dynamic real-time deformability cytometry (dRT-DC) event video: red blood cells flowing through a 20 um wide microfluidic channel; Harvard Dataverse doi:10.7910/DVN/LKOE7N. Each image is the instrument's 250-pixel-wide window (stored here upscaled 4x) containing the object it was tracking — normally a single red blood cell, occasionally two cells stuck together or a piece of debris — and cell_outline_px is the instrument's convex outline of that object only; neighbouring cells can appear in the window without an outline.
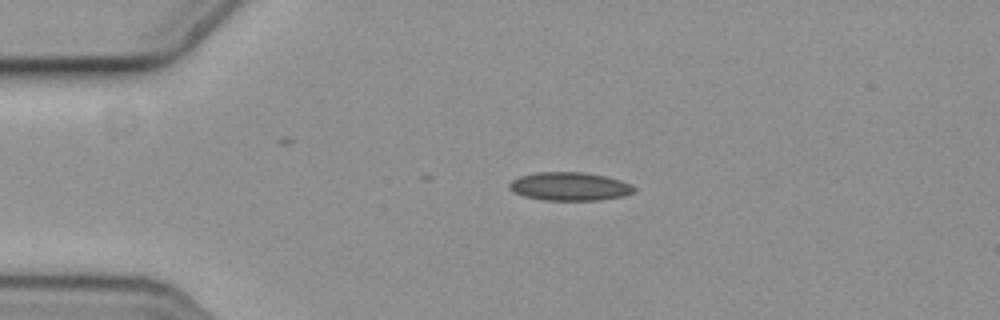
{"species": "common noctule bat (a hibernating species)", "species_latin": "Nyctalus noctula", "temperature_condition": "cold", "stored_images_in_passage": 5, "camera_frame_rate_fps": 3000, "um_per_image_px": 0.085, "animal": {"sex": "female", "body_mass_g": 19.3, "forearm_length_mm": 54.1}, "frame": {"image": 1, "passage_image": 2, "time_ms": 0.333, "image_size_px": [1000, 320], "cell_outline_px": [[636, 188], [632, 192], [624, 196], [600, 200], [544, 200], [524, 196], [512, 192], [508, 188], [508, 184], [512, 180], [520, 176], [540, 172], [580, 172], [604, 176], [620, 180]], "centroid_in_image_um": [48.37, 15.85], "position_along_channel_um": 36.6, "area_um2": 20.46}}
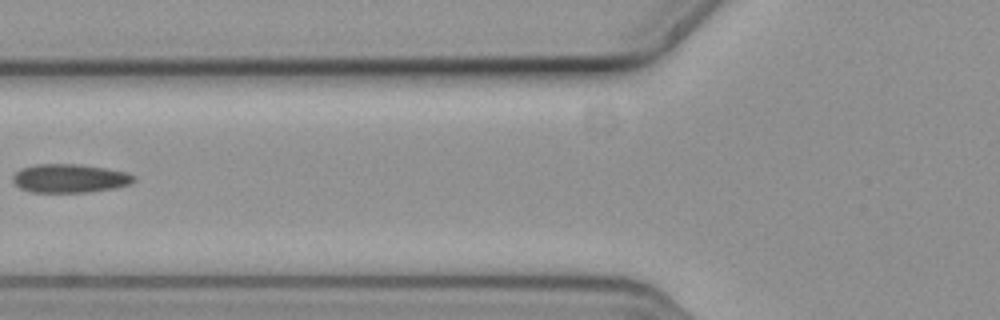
{"frame": {"image": 2, "passage_image": 4, "time_ms": 1.0, "image_size_px": [1000, 320], "cell_outline_px": [[136, 180], [132, 184], [116, 188], [88, 192], [32, 192], [20, 188], [12, 180], [12, 176], [20, 168], [36, 164], [80, 164], [128, 172], [136, 176]], "centroid_in_image_um": [5.96, 15.16], "position_along_channel_um": 119.8, "area_um2": 20.4}}
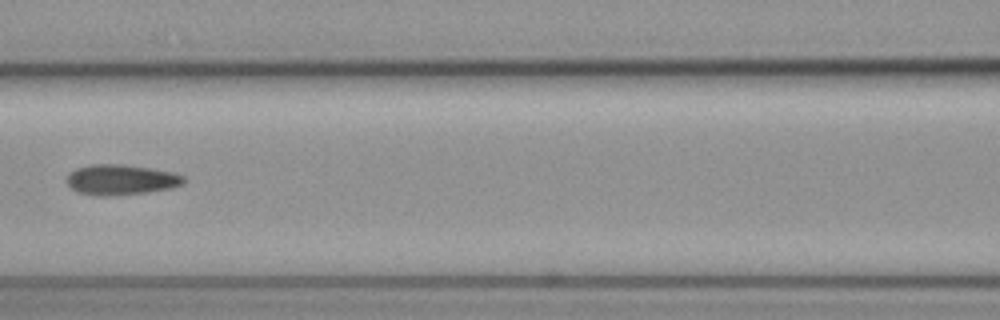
{"frame": {"image": 3, "passage_image": 5, "time_ms": 1.333, "image_size_px": [1000, 320], "cell_outline_px": [[188, 180], [184, 184], [172, 188], [148, 192], [108, 196], [96, 196], [76, 192], [64, 180], [68, 172], [76, 168], [88, 164], [124, 164], [152, 168], [176, 172], [184, 176]], "centroid_in_image_um": [10.29, 15.27], "position_along_channel_um": 156.3, "area_um2": 21.33}}